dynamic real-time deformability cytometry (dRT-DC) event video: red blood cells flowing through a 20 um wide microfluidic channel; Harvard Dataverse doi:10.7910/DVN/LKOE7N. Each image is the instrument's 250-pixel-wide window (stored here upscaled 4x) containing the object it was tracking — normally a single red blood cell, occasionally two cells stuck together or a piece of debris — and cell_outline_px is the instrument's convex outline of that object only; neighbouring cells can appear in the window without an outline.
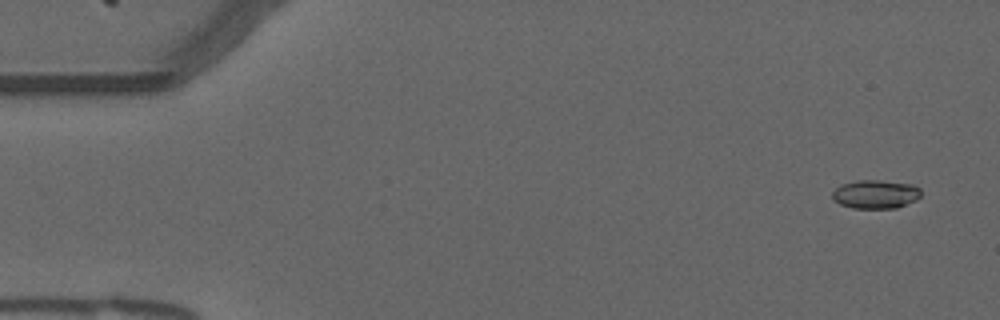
{"species": "common noctule bat (a hibernating species)", "species_latin": "Nyctalus noctula", "temperature_condition": "warm", "stored_images_in_passage": 55, "camera_frame_rate_fps": 3000, "um_per_image_px": 0.085, "animal": {"sex": "male", "forearm_length_mm": 52.5}, "frame": {"image": 1, "passage_image": 3, "time_ms": 0.667, "image_size_px": [1000, 320], "cell_outline_px": [[920, 196], [916, 200], [896, 208], [852, 208], [840, 204], [832, 200], [832, 192], [840, 184], [856, 180], [880, 180], [912, 184], [920, 188]], "centroid_in_image_um": [74.39, 16.5], "position_along_channel_um": 10.6, "area_um2": 14.91}}
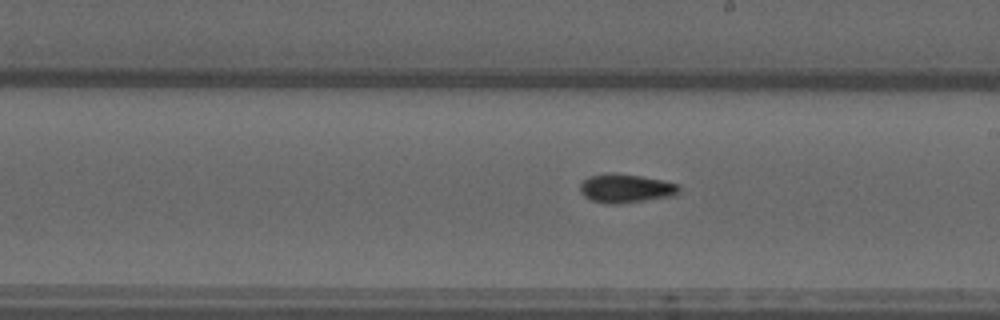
{"frame": {"image": 2, "passage_image": 31, "time_ms": 10.0, "image_size_px": [1000, 320], "cell_outline_px": [[680, 192], [676, 196], [616, 204], [608, 204], [592, 200], [584, 196], [580, 192], [580, 184], [588, 176], [612, 172], [640, 176], [664, 180], [680, 184]], "centroid_in_image_um": [53.23, 16.01], "position_along_channel_um": 235.8, "area_um2": 16.82}}
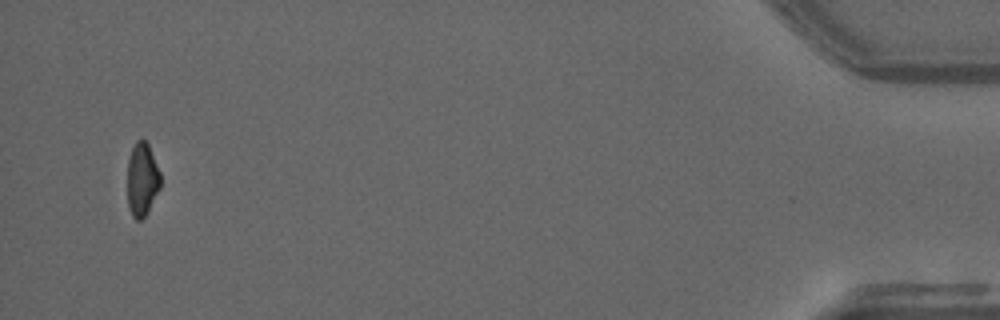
{"frame": {"image": 3, "passage_image": 53, "time_ms": 17.333, "image_size_px": [1000, 320], "cell_outline_px": [[160, 188], [144, 216], [140, 220], [136, 220], [132, 216], [128, 204], [128, 160], [132, 148], [136, 140], [144, 140], [148, 144], [160, 172]], "centroid_in_image_um": [12.07, 15.24], "position_along_channel_um": 423.1, "area_um2": 13.87}, "authors_computed_cell_mechanics": {"area_um2": 15.3748, "velocity_mm_per_s": 3.7582, "shape_relaxation_time_tau1_ms": null, "shape_relaxation_time_tau2_ms": 1.8648, "deformation_change_tau1": null, "deformation_change_tau2": 0.0607}}